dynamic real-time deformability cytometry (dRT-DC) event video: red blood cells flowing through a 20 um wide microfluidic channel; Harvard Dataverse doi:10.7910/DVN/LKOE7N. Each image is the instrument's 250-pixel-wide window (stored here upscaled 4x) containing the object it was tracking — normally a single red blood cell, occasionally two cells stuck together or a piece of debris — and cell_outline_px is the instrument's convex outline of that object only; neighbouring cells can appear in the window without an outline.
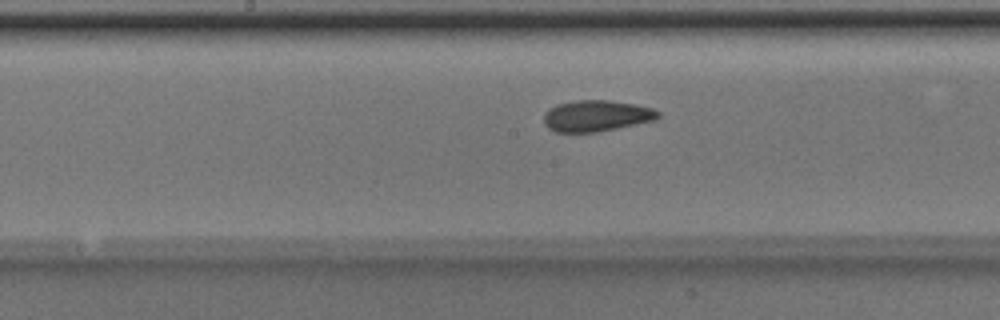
{"species": "Egyptian fruit bat (a non-hibernating species)", "species_latin": "Rousettus aegyptiacus", "temperature_condition": "room temperature", "stored_images_in_passage": 42, "camera_frame_rate_fps": 3000, "um_per_image_px": 0.085, "animal": {"sex": "male"}, "frame": {"image": 1, "passage_image": 17, "time_ms": 5.333, "image_size_px": [1000, 320], "cell_outline_px": [[660, 116], [656, 120], [596, 132], [556, 132], [548, 128], [544, 124], [544, 112], [556, 104], [576, 100], [608, 100], [632, 104], [652, 108], [660, 112]], "centroid_in_image_um": [50.67, 9.84], "position_along_channel_um": 197.5, "area_um2": 20.75}}
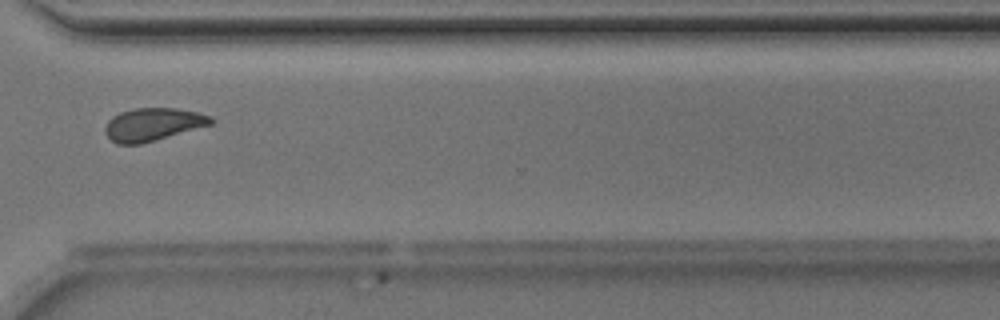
{"frame": {"image": 2, "passage_image": 29, "time_ms": 9.333, "image_size_px": [1000, 320], "cell_outline_px": [[212, 124], [140, 144], [116, 144], [104, 132], [104, 128], [108, 120], [112, 116], [120, 112], [136, 108], [176, 108], [196, 112], [208, 116], [212, 120]], "centroid_in_image_um": [12.93, 10.57], "position_along_channel_um": 357.7, "area_um2": 19.94}}
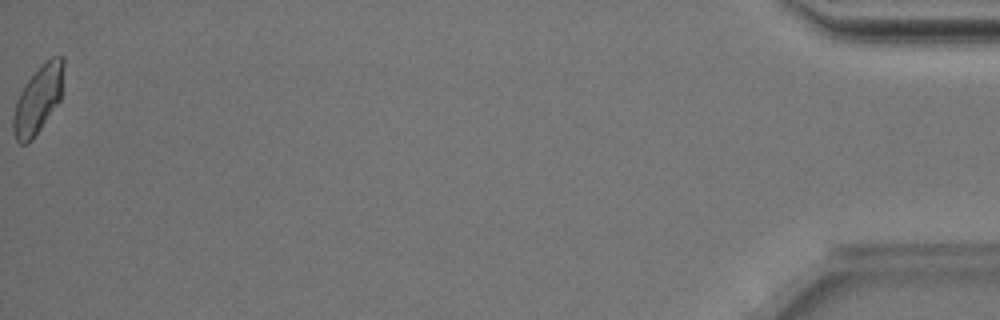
{"frame": {"image": 3, "passage_image": 42, "time_ms": 13.667, "image_size_px": [1000, 320], "cell_outline_px": [[64, 64], [60, 100], [32, 140], [28, 144], [20, 144], [16, 140], [12, 132], [12, 116], [16, 100], [20, 92], [28, 80], [52, 56], [64, 56]], "centroid_in_image_um": [3.21, 8.51], "position_along_channel_um": 432.0, "area_um2": 19.59}, "authors_computed_cell_mechanics": {"area_um2": 20.4323, "velocity_mm_per_s": 4.0023, "shape_relaxation_time_tau1_ms": 4.1212, "shape_relaxation_time_tau2_ms": 1.7382, "deformation_change_tau1": 0.1138, "deformation_change_tau2": 0.0575}}